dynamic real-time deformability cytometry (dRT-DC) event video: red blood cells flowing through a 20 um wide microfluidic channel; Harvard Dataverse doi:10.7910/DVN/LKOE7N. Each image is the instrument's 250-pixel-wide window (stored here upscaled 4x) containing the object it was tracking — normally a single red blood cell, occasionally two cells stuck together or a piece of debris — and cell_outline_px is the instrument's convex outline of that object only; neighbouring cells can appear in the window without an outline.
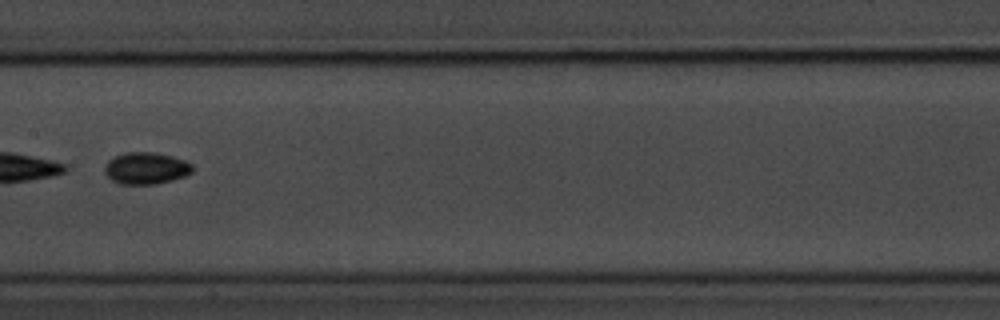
{"species": "common noctule bat (a hibernating species)", "species_latin": "Nyctalus noctula", "temperature_condition": "room temperature", "stored_images_in_passage": 6, "camera_frame_rate_fps": 3000, "um_per_image_px": 0.085, "animal": {"sex": "male", "body_mass_g": 20.1, "forearm_length_mm": 53.5}, "frame": {"image": 1, "passage_image": 6, "time_ms": 6.0, "image_size_px": [1000, 320], "cell_outline_px": [[192, 172], [184, 176], [172, 180], [156, 184], [120, 184], [112, 180], [104, 172], [104, 168], [108, 160], [112, 156], [124, 152], [152, 152], [172, 156], [184, 160], [192, 164]], "centroid_in_image_um": [12.38, 14.29], "position_along_channel_um": 195.0, "area_um2": 16.36}}